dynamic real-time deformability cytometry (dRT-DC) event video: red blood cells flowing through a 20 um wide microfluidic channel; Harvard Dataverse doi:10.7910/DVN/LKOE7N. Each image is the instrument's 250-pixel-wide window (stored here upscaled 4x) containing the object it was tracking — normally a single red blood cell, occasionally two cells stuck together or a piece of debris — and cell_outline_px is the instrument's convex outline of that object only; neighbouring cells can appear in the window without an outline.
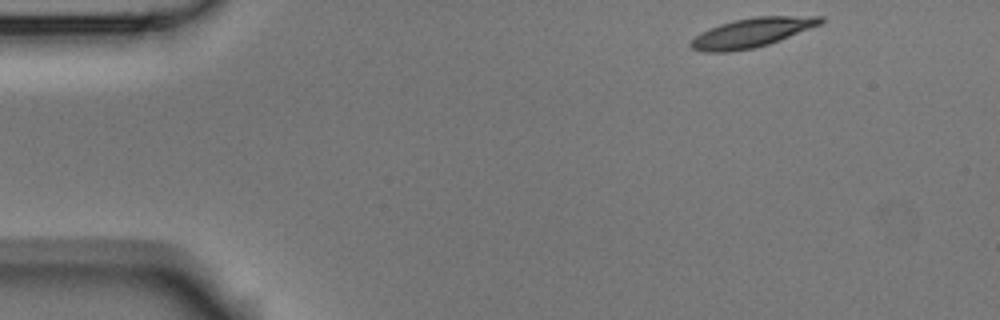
{"species": "Egyptian fruit bat (a non-hibernating species)", "species_latin": "Rousettus aegyptiacus", "temperature_condition": "room temperature", "stored_images_in_passage": 48, "camera_frame_rate_fps": 3000, "um_per_image_px": 0.085, "animal": {"sex": "male"}, "frame": {"image": 1, "passage_image": 1, "time_ms": 0.0, "image_size_px": [1000, 320], "cell_outline_px": [[824, 20], [820, 24], [768, 44], [756, 48], [728, 52], [704, 52], [692, 48], [688, 44], [700, 32], [708, 28], [720, 24], [736, 20], [756, 16], [824, 16]], "centroid_in_image_um": [63.86, 2.78], "position_along_channel_um": 21.1, "area_um2": 21.91}}
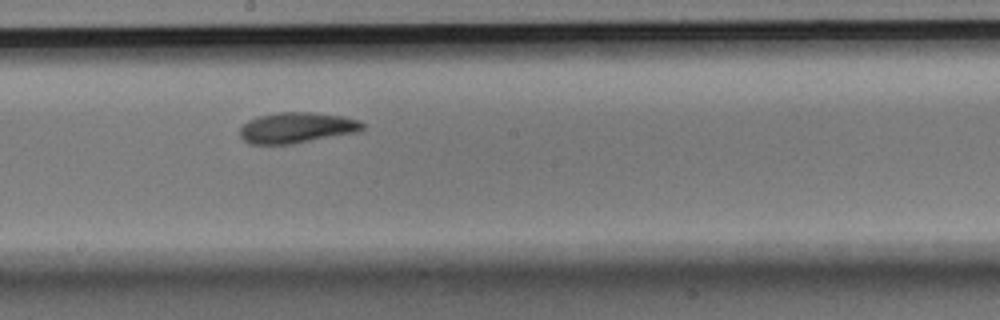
{"frame": {"image": 2, "passage_image": 24, "time_ms": 7.667, "image_size_px": [1000, 320], "cell_outline_px": [[364, 128], [360, 132], [292, 144], [252, 144], [244, 140], [240, 136], [240, 128], [248, 120], [256, 116], [276, 112], [312, 112], [344, 116], [360, 120], [364, 124]], "centroid_in_image_um": [25.25, 10.85], "position_along_channel_um": 222.9, "area_um2": 22.25}}
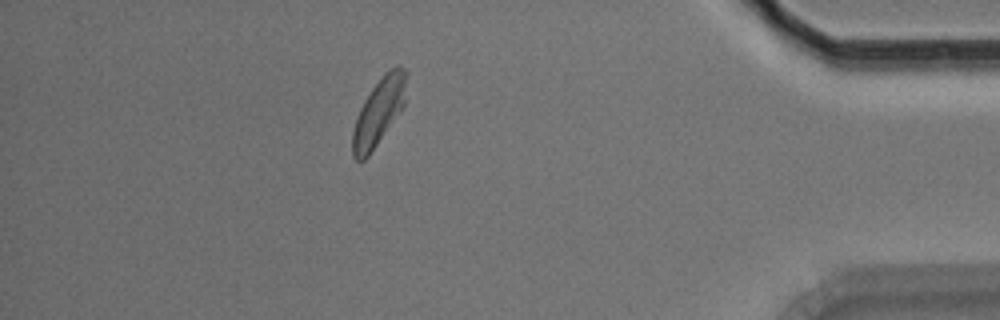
{"frame": {"image": 3, "passage_image": 42, "time_ms": 13.667, "image_size_px": [1000, 320], "cell_outline_px": [[408, 72], [404, 104], [400, 112], [368, 156], [364, 160], [356, 160], [352, 156], [352, 132], [360, 108], [364, 100], [372, 88], [384, 72], [396, 64], [400, 64]], "centroid_in_image_um": [32.22, 9.44], "position_along_channel_um": 403.0, "area_um2": 21.04}, "authors_computed_cell_mechanics": {"area_um2": 21.6172, "velocity_mm_per_s": 3.7162, "shape_relaxation_time_tau1_ms": 3.1285, "shape_relaxation_time_tau2_ms": 3.8898, "deformation_change_tau1": 0.147, "deformation_change_tau2": 0.1041}}